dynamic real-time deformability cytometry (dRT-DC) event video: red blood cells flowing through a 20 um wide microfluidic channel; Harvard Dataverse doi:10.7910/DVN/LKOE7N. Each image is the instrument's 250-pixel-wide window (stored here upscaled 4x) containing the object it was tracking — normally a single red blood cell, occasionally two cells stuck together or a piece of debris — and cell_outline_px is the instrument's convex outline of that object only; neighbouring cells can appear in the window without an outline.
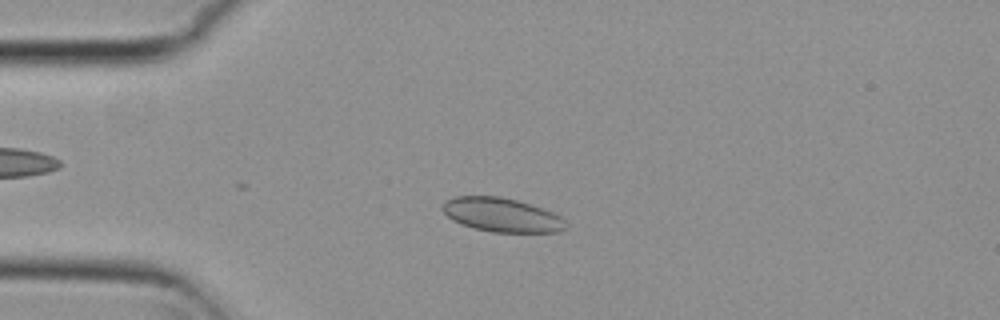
{"species": "common noctule bat (a hibernating species)", "species_latin": "Nyctalus noctula", "temperature_condition": "cold", "stored_images_in_passage": 35, "camera_frame_rate_fps": 3000, "um_per_image_px": 0.085, "animal": {"sex": "female", "body_mass_g": 29.2, "forearm_length_mm": 56.3}, "frame": {"image": 1, "passage_image": 13, "time_ms": 4.0, "image_size_px": [1000, 320], "cell_outline_px": [[568, 224], [564, 228], [556, 232], [492, 232], [460, 224], [452, 220], [440, 208], [448, 200], [456, 196], [500, 196], [516, 200], [544, 208], [556, 212]], "centroid_in_image_um": [42.67, 18.26], "position_along_channel_um": 42.3, "area_um2": 24.39}}
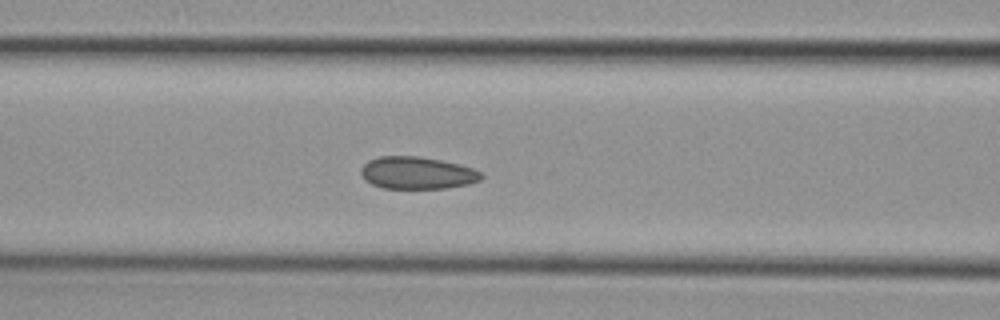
{"frame": {"image": 2, "passage_image": 22, "time_ms": 7.0, "image_size_px": [1000, 320], "cell_outline_px": [[484, 176], [480, 180], [468, 184], [444, 188], [384, 188], [372, 184], [364, 180], [360, 172], [360, 168], [368, 160], [380, 156], [420, 156], [440, 160], [472, 168], [480, 172]], "centroid_in_image_um": [35.42, 14.69], "position_along_channel_um": 131.2, "area_um2": 22.54}}
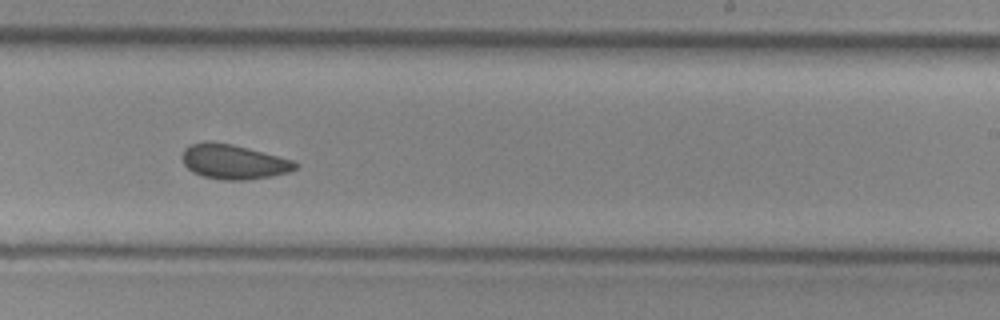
{"frame": {"image": 3, "passage_image": 33, "time_ms": 10.667, "image_size_px": [1000, 320], "cell_outline_px": [[300, 164], [296, 168], [288, 172], [272, 176], [244, 180], [224, 180], [204, 176], [192, 172], [184, 164], [180, 156], [184, 148], [192, 144], [232, 144], [248, 148], [292, 160]], "centroid_in_image_um": [19.87, 13.78], "position_along_channel_um": 269.1, "area_um2": 22.25}}